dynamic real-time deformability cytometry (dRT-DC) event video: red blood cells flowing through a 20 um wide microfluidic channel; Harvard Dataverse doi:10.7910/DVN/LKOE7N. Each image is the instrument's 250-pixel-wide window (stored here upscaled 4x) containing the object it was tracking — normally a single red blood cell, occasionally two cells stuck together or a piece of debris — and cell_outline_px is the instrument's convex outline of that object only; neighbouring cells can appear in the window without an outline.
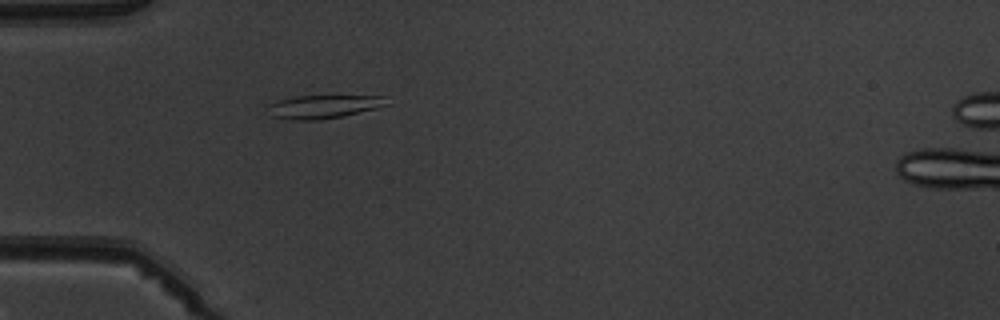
{"species": "common noctule bat (a hibernating species)", "species_latin": "Nyctalus noctula", "temperature_condition": "warm", "stored_images_in_passage": 1, "camera_frame_rate_fps": 3000, "um_per_image_px": 0.085, "animal": {"sex": "male", "body_mass_g": 19.5, "forearm_length_mm": 54.6}, "frame": {"image": 1, "passage_image": 1, "time_ms": 0.0, "image_size_px": [1000, 320], "cell_outline_px": [[392, 104], [376, 108], [340, 116], [320, 120], [288, 120], [272, 116], [268, 104], [276, 100], [296, 96], [388, 96]], "centroid_in_image_um": [27.54, 9.05], "position_along_channel_um": 57.5, "area_um2": 16.24}}